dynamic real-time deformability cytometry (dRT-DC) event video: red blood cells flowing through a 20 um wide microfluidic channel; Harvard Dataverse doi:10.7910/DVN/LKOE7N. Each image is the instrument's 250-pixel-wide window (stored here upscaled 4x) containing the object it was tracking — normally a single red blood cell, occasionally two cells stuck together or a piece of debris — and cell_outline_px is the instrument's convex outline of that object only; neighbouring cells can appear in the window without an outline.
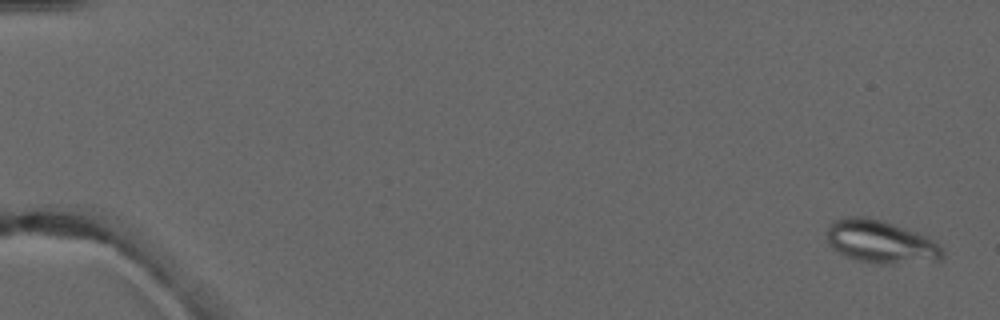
{"species": "common noctule bat (a hibernating species)", "species_latin": "Nyctalus noctula", "temperature_condition": "warm", "stored_images_in_passage": 5, "segment_of_instrument_passage": [2, 2], "camera_frame_rate_fps": 3000, "um_per_image_px": 0.085, "animal": {"sex": "male", "forearm_length_mm": 52.5}, "frame": {"image": 1, "passage_image": 5, "time_ms": 6.333, "image_size_px": [1000, 320], "cell_outline_px": [[944, 260], [940, 264], [880, 264], [860, 260], [848, 256], [832, 248], [828, 244], [824, 232], [828, 224], [832, 220], [844, 216], [868, 216], [928, 236], [944, 248]], "centroid_in_image_um": [74.93, 20.58], "position_along_channel_um": 10.1, "area_um2": 30.06}}